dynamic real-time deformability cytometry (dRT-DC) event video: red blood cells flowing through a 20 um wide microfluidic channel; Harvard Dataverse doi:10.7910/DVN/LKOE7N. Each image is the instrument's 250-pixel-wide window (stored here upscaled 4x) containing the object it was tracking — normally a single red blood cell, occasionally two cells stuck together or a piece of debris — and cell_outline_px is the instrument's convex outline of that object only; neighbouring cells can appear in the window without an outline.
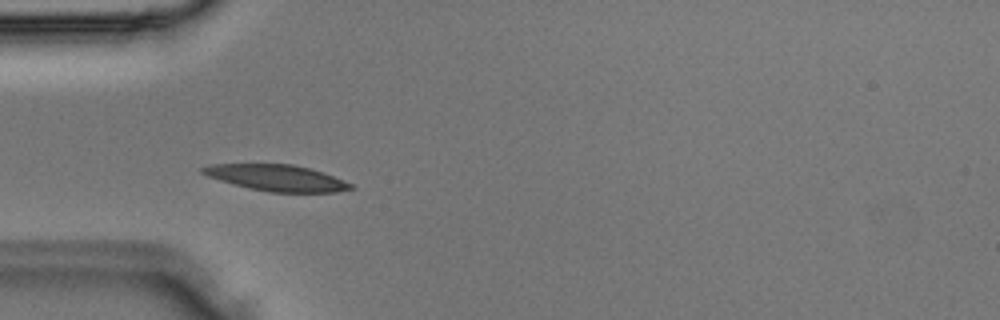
{"species": "Egyptian fruit bat (a non-hibernating species)", "species_latin": "Rousettus aegyptiacus", "temperature_condition": "room temperature", "stored_images_in_passage": 3, "camera_frame_rate_fps": 3000, "um_per_image_px": 0.085, "animal": {"sex": "male"}, "frame": {"image": 1, "passage_image": 2, "time_ms": 0.333, "image_size_px": [1000, 320], "cell_outline_px": [[356, 188], [336, 192], [268, 192], [232, 184], [208, 176], [200, 172], [200, 168], [212, 164], [292, 164], [308, 168], [344, 180], [352, 184]], "centroid_in_image_um": [23.5, 15.12], "position_along_channel_um": 61.5, "area_um2": 22.43}}